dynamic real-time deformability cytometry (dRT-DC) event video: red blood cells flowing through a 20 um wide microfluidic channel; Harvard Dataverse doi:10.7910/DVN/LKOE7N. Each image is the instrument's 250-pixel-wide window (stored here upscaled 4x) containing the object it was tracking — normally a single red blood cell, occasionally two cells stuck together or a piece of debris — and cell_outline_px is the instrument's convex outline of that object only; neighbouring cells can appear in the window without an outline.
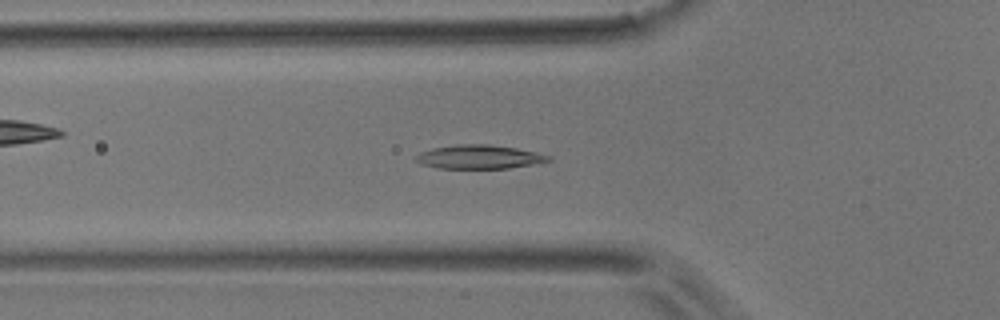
{"species": "common noctule bat (a hibernating species)", "species_latin": "Nyctalus noctula", "temperature_condition": "room temperature", "stored_images_in_passage": 50, "camera_frame_rate_fps": 3000, "um_per_image_px": 0.085, "animal": {"sex": "male", "body_mass_g": 17.9}, "frame": {"image": 1, "passage_image": 16, "time_ms": 5.0, "image_size_px": [1000, 320], "cell_outline_px": [[552, 160], [532, 164], [508, 168], [436, 168], [420, 164], [416, 160], [416, 156], [420, 152], [432, 148], [456, 144], [488, 144], [516, 148], [536, 152], [552, 156]], "centroid_in_image_um": [40.72, 13.33], "position_along_channel_um": 85.1, "area_um2": 18.38}}
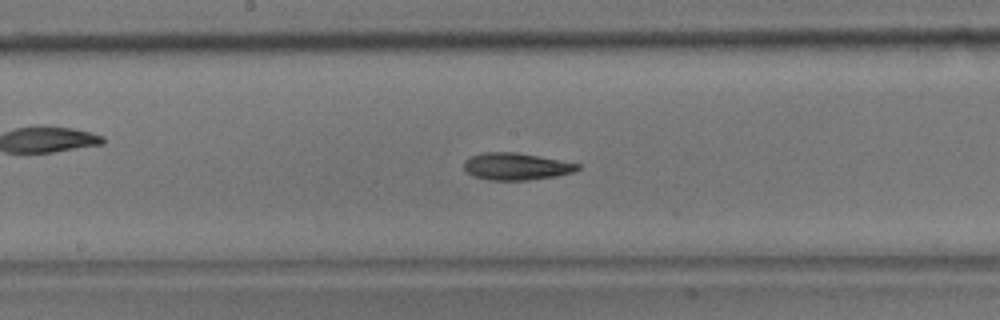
{"frame": {"image": 2, "passage_image": 25, "time_ms": 8.0, "image_size_px": [1000, 320], "cell_outline_px": [[580, 168], [572, 172], [556, 176], [528, 180], [488, 180], [472, 176], [464, 168], [464, 160], [472, 156], [484, 152], [516, 152], [540, 156], [580, 164]], "centroid_in_image_um": [43.86, 14.15], "position_along_channel_um": 204.3, "area_um2": 17.92}}
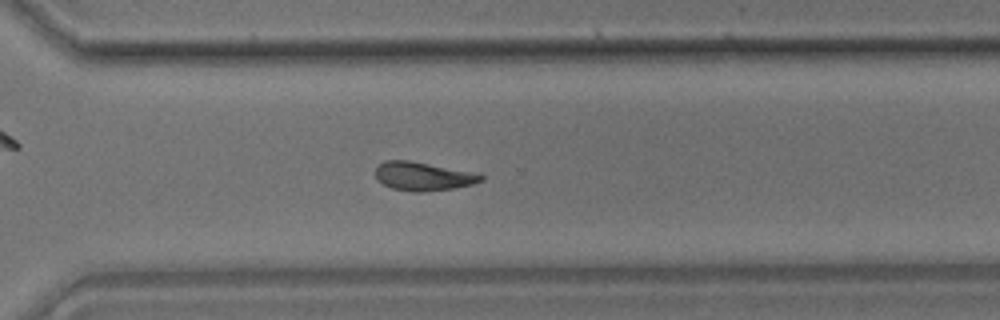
{"frame": {"image": 3, "passage_image": 35, "time_ms": 11.333, "image_size_px": [1000, 320], "cell_outline_px": [[484, 180], [472, 184], [452, 188], [420, 192], [412, 192], [392, 188], [376, 180], [376, 168], [384, 160], [408, 160], [468, 172], [484, 176]], "centroid_in_image_um": [35.89, 14.99], "position_along_channel_um": 334.7, "area_um2": 17.11}}